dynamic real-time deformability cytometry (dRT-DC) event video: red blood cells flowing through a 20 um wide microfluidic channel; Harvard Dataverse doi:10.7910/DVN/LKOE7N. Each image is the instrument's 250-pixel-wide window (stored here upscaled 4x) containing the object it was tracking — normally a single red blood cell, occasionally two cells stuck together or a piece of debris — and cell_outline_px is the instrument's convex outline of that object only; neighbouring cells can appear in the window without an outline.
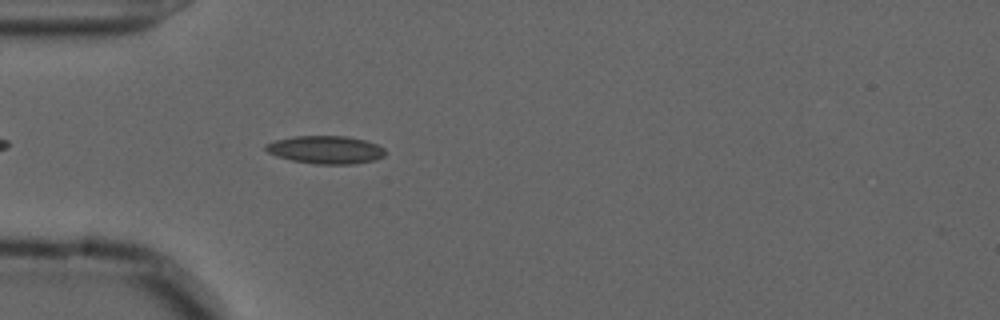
{"species": "common noctule bat (a hibernating species)", "species_latin": "Nyctalus noctula", "temperature_condition": "cold", "stored_images_in_passage": 39, "camera_frame_rate_fps": 3000, "um_per_image_px": 0.085, "animal": {"sex": "male", "forearm_length_mm": 52.5}, "frame": {"image": 1, "passage_image": 5, "time_ms": 1.333, "image_size_px": [1000, 320], "cell_outline_px": [[388, 152], [384, 156], [376, 160], [352, 164], [316, 164], [292, 160], [276, 156], [268, 152], [264, 148], [264, 144], [276, 140], [296, 136], [344, 136], [364, 140], [376, 144], [384, 148]], "centroid_in_image_um": [27.7, 12.73], "position_along_channel_um": 57.3, "area_um2": 19.48}}
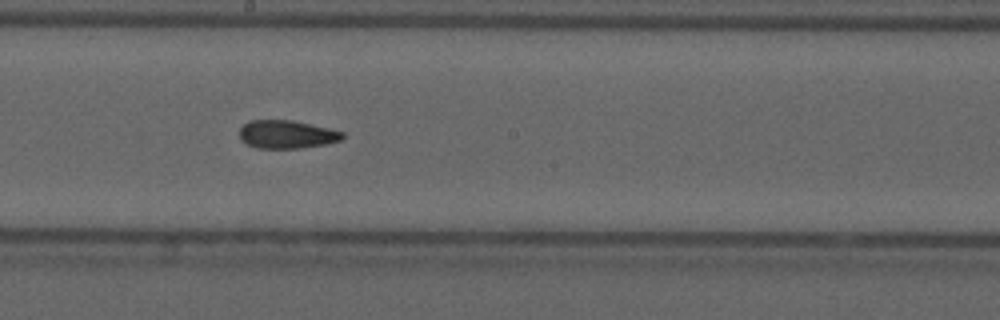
{"frame": {"image": 2, "passage_image": 19, "time_ms": 6.0, "image_size_px": [1000, 320], "cell_outline_px": [[344, 140], [324, 144], [296, 148], [256, 148], [240, 140], [240, 128], [248, 120], [292, 120], [328, 128], [344, 132]], "centroid_in_image_um": [24.37, 11.41], "position_along_channel_um": 223.8, "area_um2": 16.88}}
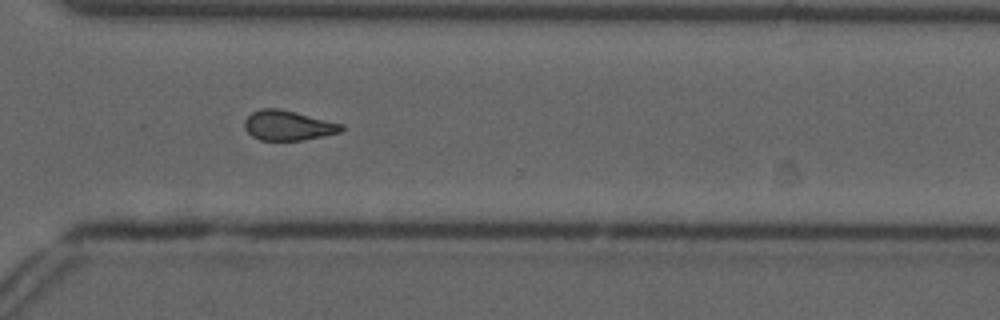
{"frame": {"image": 3, "passage_image": 29, "time_ms": 9.333, "image_size_px": [1000, 320], "cell_outline_px": [[344, 128], [340, 132], [304, 140], [260, 140], [252, 136], [244, 128], [244, 120], [252, 112], [260, 108], [280, 108], [344, 124]], "centroid_in_image_um": [24.47, 10.65], "position_along_channel_um": 346.1, "area_um2": 16.94}, "authors_computed_cell_mechanics": {"area_um2": 17.3978, "velocity_mm_per_s": 3.6773, "shape_relaxation_time_tau1_ms": null, "shape_relaxation_time_tau2_ms": 4.2466, "deformation_change_tau1": null, "deformation_change_tau2": 0.1253}}